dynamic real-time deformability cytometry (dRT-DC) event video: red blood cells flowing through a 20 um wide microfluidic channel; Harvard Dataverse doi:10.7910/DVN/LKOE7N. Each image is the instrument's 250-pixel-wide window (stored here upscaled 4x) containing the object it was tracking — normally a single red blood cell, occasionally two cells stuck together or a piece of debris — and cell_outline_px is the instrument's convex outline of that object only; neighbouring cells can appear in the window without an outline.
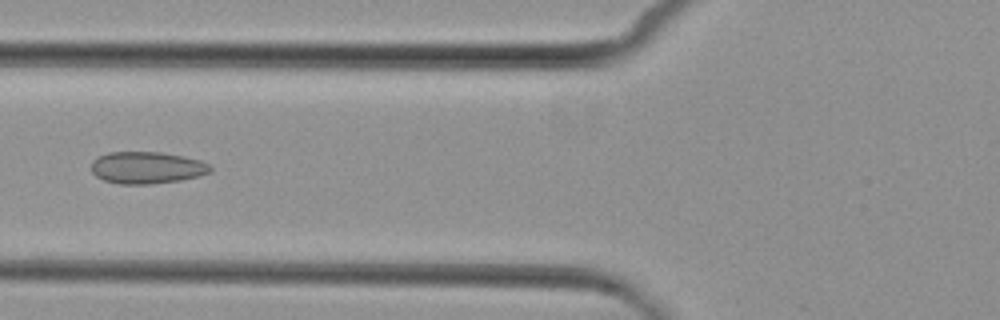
{"species": "common noctule bat (a hibernating species)", "species_latin": "Nyctalus noctula", "temperature_condition": "cold", "stored_images_in_passage": 3, "camera_frame_rate_fps": 3000, "um_per_image_px": 0.085, "animal": {"sex": "female", "body_mass_g": 29.2, "forearm_length_mm": 56.3}, "frame": {"image": 1, "passage_image": 3, "time_ms": 3.333, "image_size_px": [1000, 320], "cell_outline_px": [[212, 172], [200, 176], [180, 180], [152, 184], [120, 184], [104, 180], [96, 176], [92, 172], [92, 160], [108, 152], [160, 152], [184, 156], [200, 160], [208, 164], [212, 168]], "centroid_in_image_um": [12.5, 14.25], "position_along_channel_um": 113.3, "area_um2": 22.25}}